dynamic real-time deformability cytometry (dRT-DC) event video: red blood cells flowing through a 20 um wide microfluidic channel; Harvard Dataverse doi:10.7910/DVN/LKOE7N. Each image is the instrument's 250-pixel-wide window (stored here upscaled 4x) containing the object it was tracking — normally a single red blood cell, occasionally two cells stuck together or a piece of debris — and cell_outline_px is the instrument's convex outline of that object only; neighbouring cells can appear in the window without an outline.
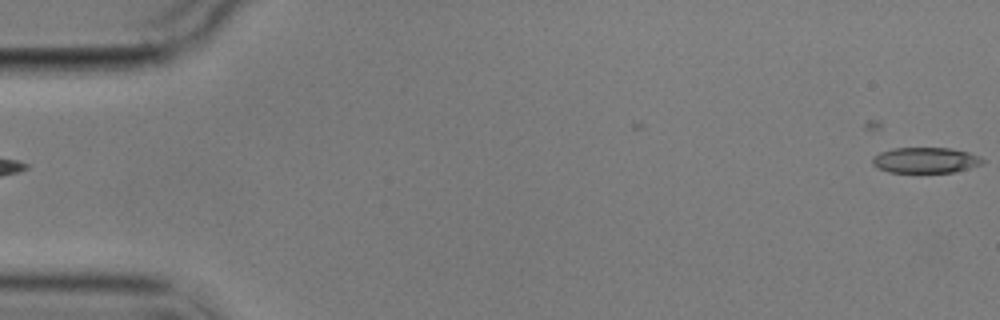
{"species": "common noctule bat (a hibernating species)", "species_latin": "Nyctalus noctula", "temperature_condition": "cold", "stored_images_in_passage": 5, "segment_of_instrument_passage": [2, 2], "camera_frame_rate_fps": 3000, "um_per_image_px": 0.085, "animal": {"sex": "male", "body_mass_g": 17.9}, "frame": {"image": 1, "passage_image": 5, "time_ms": 5.333, "image_size_px": [1000, 320], "cell_outline_px": [[984, 164], [952, 172], [888, 172], [872, 164], [872, 156], [880, 152], [896, 148], [952, 148], [968, 152], [980, 156], [984, 160]], "centroid_in_image_um": [78.68, 13.61], "position_along_channel_um": 6.3, "area_um2": 16.42}}